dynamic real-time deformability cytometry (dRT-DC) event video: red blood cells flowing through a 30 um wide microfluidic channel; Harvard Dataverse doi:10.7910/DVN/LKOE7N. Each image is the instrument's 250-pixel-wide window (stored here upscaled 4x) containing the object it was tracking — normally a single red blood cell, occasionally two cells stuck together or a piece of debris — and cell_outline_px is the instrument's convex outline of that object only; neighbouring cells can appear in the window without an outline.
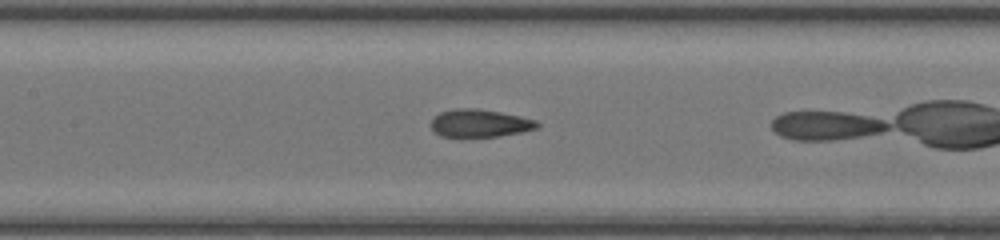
{"species": "common noctule bat (a hibernating species)", "species_latin": "Nyctalus noctula", "temperature_condition": "room temperature", "stored_images_in_passage": 36, "camera_frame_rate_fps": 3000, "um_per_image_px": 0.085, "animal": {"sex": "female", "body_mass_g": 20.0, "forearm_length_mm": 54.0}, "frame": {"image": 1, "passage_image": 21, "time_ms": 6.667, "image_size_px": [1000, 240], "cell_outline_px": [[540, 128], [500, 136], [460, 140], [440, 136], [432, 128], [432, 116], [440, 112], [452, 108], [476, 108], [500, 112], [520, 116], [536, 120], [540, 124]], "centroid_in_image_um": [40.74, 10.51], "position_along_channel_um": 166.7, "area_um2": 18.03}}